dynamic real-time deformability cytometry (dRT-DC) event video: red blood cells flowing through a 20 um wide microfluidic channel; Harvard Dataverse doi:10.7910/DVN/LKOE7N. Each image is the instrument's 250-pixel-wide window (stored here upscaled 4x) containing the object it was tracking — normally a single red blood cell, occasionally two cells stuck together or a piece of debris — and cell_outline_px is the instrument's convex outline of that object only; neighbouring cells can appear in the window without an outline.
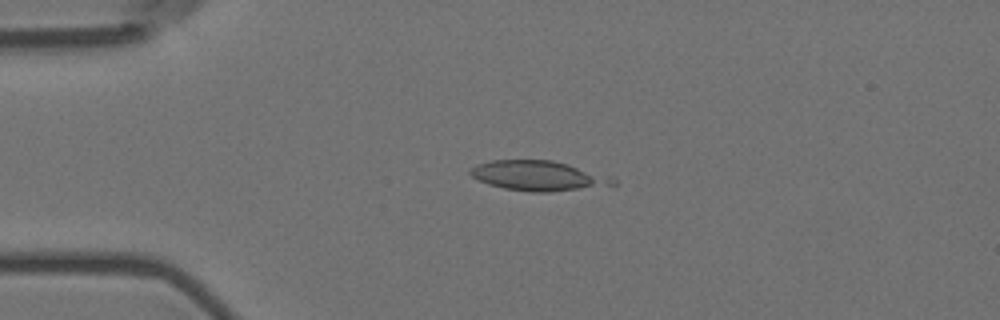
{"species": "Egyptian fruit bat (a non-hibernating species)", "species_latin": "Rousettus aegyptiacus", "temperature_condition": "room temperature", "stored_images_in_passage": 14, "camera_frame_rate_fps": 3000, "um_per_image_px": 0.085, "animal": {"sex": "female"}, "frame": {"image": 1, "passage_image": 13, "time_ms": 4.0, "image_size_px": [1000, 320], "cell_outline_px": [[616, 184], [548, 192], [532, 192], [504, 188], [488, 184], [472, 176], [468, 172], [468, 168], [476, 164], [492, 160], [552, 160], [568, 164], [612, 176], [616, 180]], "centroid_in_image_um": [45.72, 14.92], "position_along_channel_um": 39.3, "area_um2": 24.74}}